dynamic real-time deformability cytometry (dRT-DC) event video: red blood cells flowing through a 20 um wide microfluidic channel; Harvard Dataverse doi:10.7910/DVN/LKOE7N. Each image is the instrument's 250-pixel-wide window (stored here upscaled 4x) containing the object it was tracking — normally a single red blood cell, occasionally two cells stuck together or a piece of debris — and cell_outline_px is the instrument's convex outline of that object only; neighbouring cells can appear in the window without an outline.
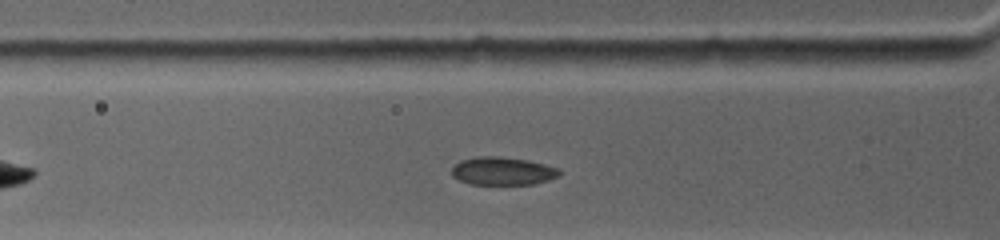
{"species": "common noctule bat (a hibernating species)", "species_latin": "Nyctalus noctula", "temperature_condition": "warm", "stored_images_in_passage": 15, "camera_frame_rate_fps": 4500, "um_per_image_px": 0.085, "animal": {"sex": "female", "body_mass_g": 19.0, "forearm_length_mm": 53.3}, "frame": {"image": 1, "passage_image": 8, "time_ms": 2.222, "image_size_px": [1000, 240], "cell_outline_px": [[560, 176], [548, 180], [532, 184], [468, 184], [452, 176], [452, 164], [460, 160], [476, 156], [500, 156], [528, 160], [560, 168]], "centroid_in_image_um": [42.7, 14.53], "position_along_channel_um": 83.1, "area_um2": 17.8}}